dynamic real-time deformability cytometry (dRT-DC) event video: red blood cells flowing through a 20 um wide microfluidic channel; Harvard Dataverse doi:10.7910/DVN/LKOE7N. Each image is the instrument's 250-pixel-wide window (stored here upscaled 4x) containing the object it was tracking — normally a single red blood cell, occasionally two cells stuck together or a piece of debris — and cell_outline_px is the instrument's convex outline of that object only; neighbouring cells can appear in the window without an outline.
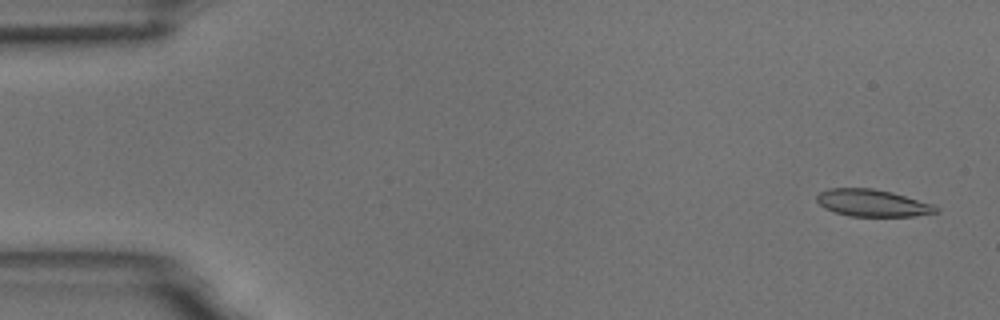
{"species": "common noctule bat (a hibernating species)", "species_latin": "Nyctalus noctula", "temperature_condition": "room temperature", "stored_images_in_passage": 5, "camera_frame_rate_fps": 3000, "um_per_image_px": 0.085, "animal": {"sex": "male", "body_mass_g": 18.8}, "frame": {"image": 1, "passage_image": 1, "time_ms": 0.0, "image_size_px": [1000, 320], "cell_outline_px": [[940, 212], [912, 216], [848, 216], [824, 208], [816, 200], [816, 196], [820, 192], [828, 188], [872, 188], [892, 192], [932, 204], [940, 208]], "centroid_in_image_um": [74.16, 17.25], "position_along_channel_um": 10.8, "area_um2": 18.79}}
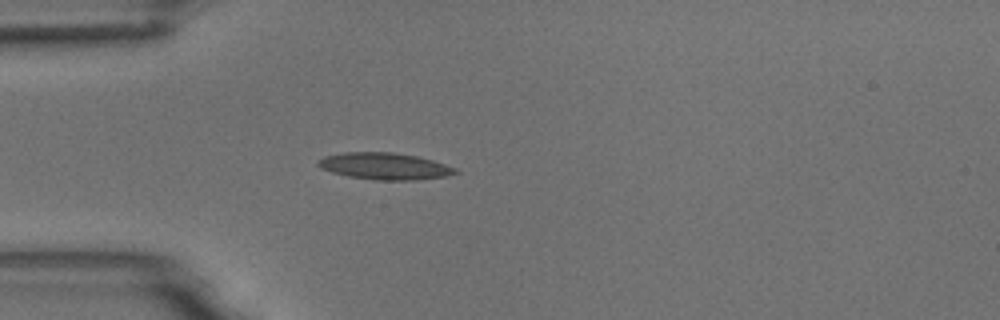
{"frame": {"image": 2, "passage_image": 5, "time_ms": 4.333, "image_size_px": [1000, 320], "cell_outline_px": [[460, 172], [448, 176], [416, 180], [376, 180], [348, 176], [332, 172], [320, 168], [316, 164], [316, 160], [324, 156], [344, 152], [392, 152], [416, 156], [432, 160], [456, 168]], "centroid_in_image_um": [32.68, 14.12], "position_along_channel_um": 52.3, "area_um2": 21.5}}